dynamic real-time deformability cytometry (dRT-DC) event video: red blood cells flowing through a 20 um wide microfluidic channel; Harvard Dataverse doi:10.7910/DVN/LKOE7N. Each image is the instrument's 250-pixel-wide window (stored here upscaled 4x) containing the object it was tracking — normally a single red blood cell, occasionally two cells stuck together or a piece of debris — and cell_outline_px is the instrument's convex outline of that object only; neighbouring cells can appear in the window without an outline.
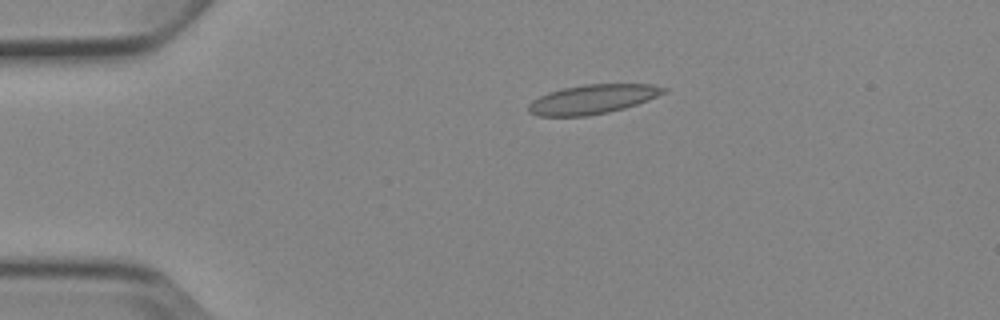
{"species": "Egyptian fruit bat (a non-hibernating species)", "species_latin": "Rousettus aegyptiacus", "temperature_condition": "cold", "stored_images_in_passage": 2, "camera_frame_rate_fps": 3000, "um_per_image_px": 0.085, "animal": {"sex": "female"}, "frame": {"image": 1, "passage_image": 1, "time_ms": 0.0, "image_size_px": [1000, 320], "cell_outline_px": [[668, 92], [648, 100], [624, 108], [608, 112], [588, 116], [540, 116], [528, 112], [528, 104], [532, 100], [548, 92], [564, 88], [584, 84], [652, 84], [668, 88]], "centroid_in_image_um": [50.39, 8.43], "position_along_channel_um": 34.6, "area_um2": 23.12}}